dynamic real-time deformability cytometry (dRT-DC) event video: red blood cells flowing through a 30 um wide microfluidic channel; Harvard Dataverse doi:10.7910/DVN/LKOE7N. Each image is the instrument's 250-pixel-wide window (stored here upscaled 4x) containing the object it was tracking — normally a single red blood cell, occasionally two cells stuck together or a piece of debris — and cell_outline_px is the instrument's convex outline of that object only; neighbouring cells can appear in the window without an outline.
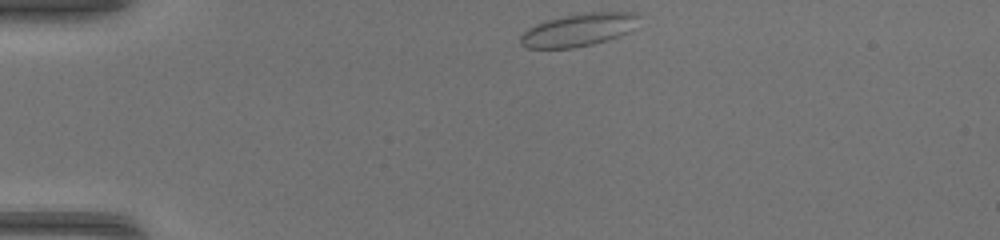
{"species": "common noctule bat (a hibernating species)", "species_latin": "Nyctalus noctula", "temperature_condition": "warm", "stored_images_in_passage": 37, "camera_frame_rate_fps": 3000, "um_per_image_px": 0.085, "animal": {"sex": "female", "body_mass_g": 17.0, "forearm_length_mm": 48.0}, "frame": {"image": 1, "passage_image": 1, "time_ms": 0.0, "image_size_px": [1000, 240], "cell_outline_px": [[640, 16], [628, 32], [608, 40], [592, 44], [572, 48], [524, 48], [520, 44], [520, 36], [528, 28], [536, 24], [548, 20], [564, 16], [588, 12], [636, 12]], "centroid_in_image_um": [49.15, 2.54], "position_along_channel_um": 35.9, "area_um2": 22.43}}
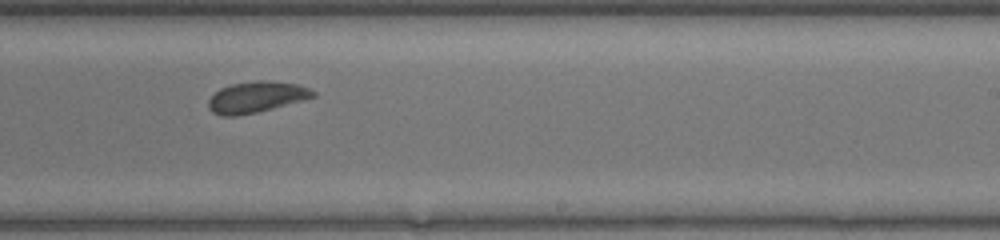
{"frame": {"image": 2, "passage_image": 20, "time_ms": 6.333, "image_size_px": [1000, 240], "cell_outline_px": [[316, 96], [272, 108], [256, 112], [236, 116], [220, 116], [212, 112], [208, 108], [208, 100], [220, 88], [232, 84], [256, 80], [264, 80], [296, 84], [308, 88], [316, 92]], "centroid_in_image_um": [21.75, 8.25], "position_along_channel_um": 267.3, "area_um2": 18.73}}
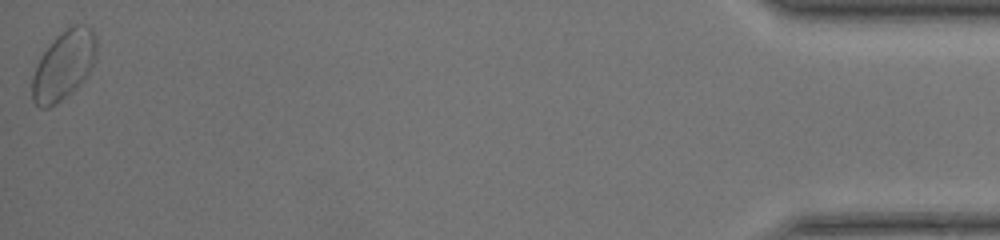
{"frame": {"image": 3, "passage_image": 37, "time_ms": 12.0, "image_size_px": [1000, 240], "cell_outline_px": [[96, 56], [84, 80], [72, 92], [56, 104], [48, 108], [40, 108], [32, 100], [32, 76], [36, 64], [40, 56], [56, 36], [72, 24], [84, 24], [92, 28], [96, 36]], "centroid_in_image_um": [5.4, 5.54], "position_along_channel_um": 429.8, "area_um2": 26.01}}